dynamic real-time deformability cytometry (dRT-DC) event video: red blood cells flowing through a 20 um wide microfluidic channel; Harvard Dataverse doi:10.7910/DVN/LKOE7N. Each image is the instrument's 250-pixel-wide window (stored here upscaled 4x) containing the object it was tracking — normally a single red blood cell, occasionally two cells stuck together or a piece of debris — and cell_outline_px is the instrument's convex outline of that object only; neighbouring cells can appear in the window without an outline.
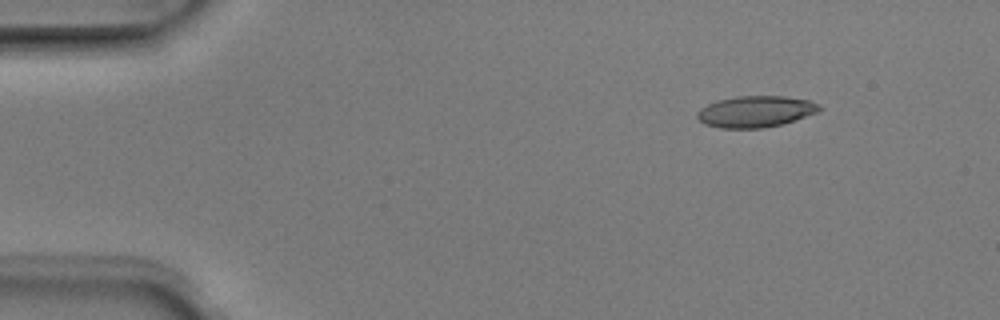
{"species": "Egyptian fruit bat (a non-hibernating species)", "species_latin": "Rousettus aegyptiacus", "temperature_condition": "room temperature", "stored_images_in_passage": 5, "camera_frame_rate_fps": 3000, "um_per_image_px": 0.085, "animal": {"sex": "male"}, "frame": {"image": 1, "passage_image": 2, "time_ms": 0.333, "image_size_px": [1000, 320], "cell_outline_px": [[820, 112], [780, 124], [764, 128], [720, 128], [704, 124], [696, 116], [696, 112], [700, 108], [716, 100], [736, 96], [784, 96], [808, 100], [820, 104]], "centroid_in_image_um": [64.2, 9.48], "position_along_channel_um": 20.8, "area_um2": 22.37}}
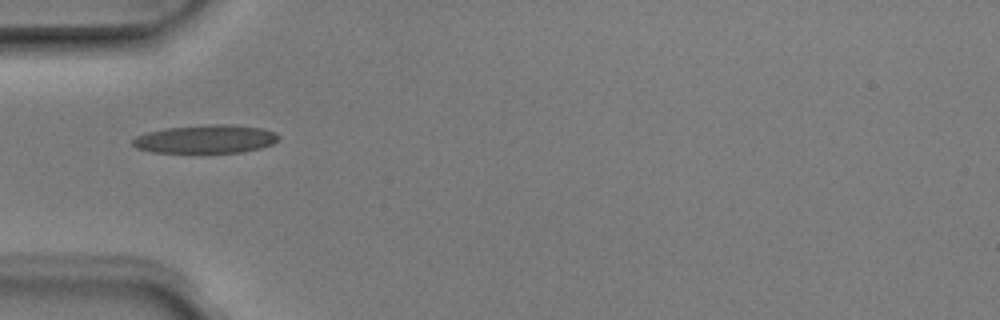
{"frame": {"image": 2, "passage_image": 5, "time_ms": 1.333, "image_size_px": [1000, 320], "cell_outline_px": [[280, 140], [272, 144], [260, 148], [244, 152], [204, 156], [200, 156], [152, 152], [136, 148], [132, 144], [132, 140], [136, 136], [148, 132], [168, 128], [208, 124], [224, 124], [260, 128], [276, 132], [280, 136]], "centroid_in_image_um": [17.48, 11.89], "position_along_channel_um": 67.5, "area_um2": 25.37}}